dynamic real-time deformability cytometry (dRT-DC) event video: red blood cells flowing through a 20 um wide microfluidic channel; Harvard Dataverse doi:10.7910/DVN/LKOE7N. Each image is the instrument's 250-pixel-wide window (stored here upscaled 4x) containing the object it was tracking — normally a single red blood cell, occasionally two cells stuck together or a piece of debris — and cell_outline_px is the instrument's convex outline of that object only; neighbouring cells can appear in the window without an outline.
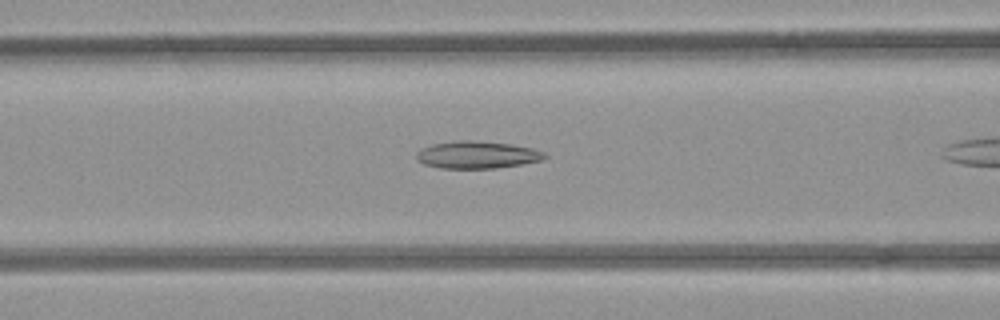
{"species": "common noctule bat (a hibernating species)", "species_latin": "Nyctalus noctula", "temperature_condition": "room temperature", "stored_images_in_passage": 12, "camera_frame_rate_fps": 3000, "um_per_image_px": 0.085, "animal": {"sex": "female", "body_mass_g": 21.9}, "frame": {"image": 1, "passage_image": 7, "time_ms": 2.0, "image_size_px": [1000, 320], "cell_outline_px": [[548, 156], [540, 160], [520, 164], [496, 168], [440, 168], [424, 164], [416, 160], [416, 152], [432, 144], [460, 140], [472, 140], [512, 144], [532, 148], [544, 152]], "centroid_in_image_um": [40.53, 13.16], "position_along_channel_um": 126.1, "area_um2": 20.29}}
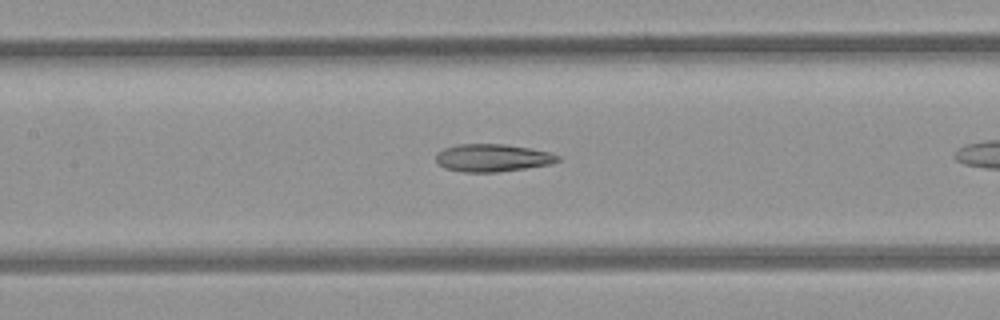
{"frame": {"image": 2, "passage_image": 10, "time_ms": 3.0, "image_size_px": [1000, 320], "cell_outline_px": [[560, 160], [552, 164], [496, 172], [464, 172], [444, 168], [436, 160], [436, 152], [444, 148], [456, 144], [504, 144], [528, 148], [548, 152], [560, 156]], "centroid_in_image_um": [41.84, 13.41], "position_along_channel_um": 165.6, "area_um2": 19.54}}